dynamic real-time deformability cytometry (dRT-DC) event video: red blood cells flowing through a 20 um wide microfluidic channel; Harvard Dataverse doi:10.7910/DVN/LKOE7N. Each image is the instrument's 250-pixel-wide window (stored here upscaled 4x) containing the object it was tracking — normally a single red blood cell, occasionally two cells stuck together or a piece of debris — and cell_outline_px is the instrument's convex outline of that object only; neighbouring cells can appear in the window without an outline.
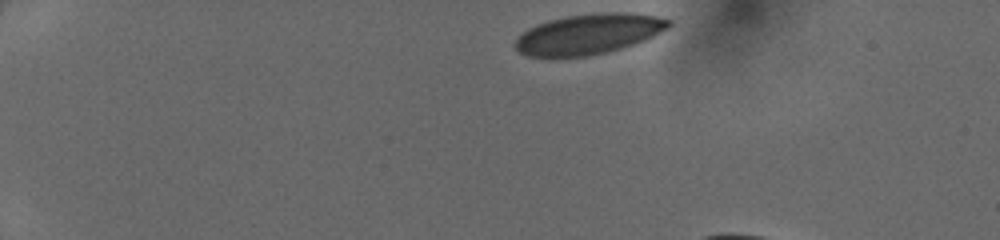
{"species": "human", "species_latin": "Homo sapiens", "temperature_condition": "cold", "stored_images_in_passage": 12, "camera_frame_rate_fps": 3000, "um_per_image_px": 0.085, "donor": {"sex": "female"}, "frame": {"image": 1, "passage_image": 1, "time_ms": 0.0, "image_size_px": [1000, 240], "cell_outline_px": [[672, 24], [668, 28], [644, 40], [620, 48], [604, 52], [584, 56], [552, 60], [528, 56], [520, 52], [516, 48], [516, 36], [528, 28], [536, 24], [548, 20], [564, 16], [604, 12], [628, 12], [656, 16], [672, 20]], "centroid_in_image_um": [49.97, 2.91], "position_along_channel_um": 35.0, "area_um2": 36.59}}
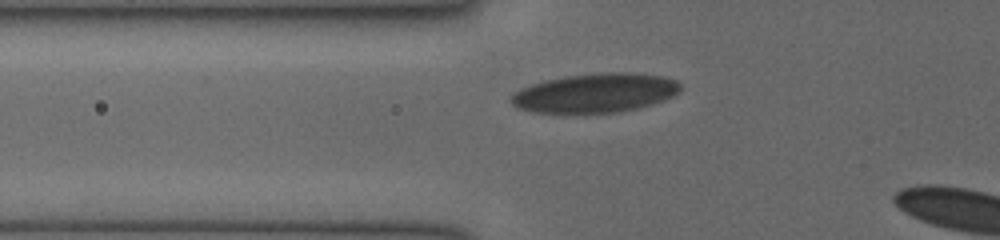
{"frame": {"image": 2, "passage_image": 10, "time_ms": 3.0, "image_size_px": [1000, 240], "cell_outline_px": [[680, 92], [664, 100], [652, 104], [636, 108], [616, 112], [532, 112], [520, 108], [512, 104], [508, 100], [512, 92], [520, 88], [544, 80], [564, 76], [600, 72], [628, 72], [664, 76], [676, 80], [680, 84]], "centroid_in_image_um": [50.58, 7.88], "position_along_channel_um": 75.2, "area_um2": 38.67}}